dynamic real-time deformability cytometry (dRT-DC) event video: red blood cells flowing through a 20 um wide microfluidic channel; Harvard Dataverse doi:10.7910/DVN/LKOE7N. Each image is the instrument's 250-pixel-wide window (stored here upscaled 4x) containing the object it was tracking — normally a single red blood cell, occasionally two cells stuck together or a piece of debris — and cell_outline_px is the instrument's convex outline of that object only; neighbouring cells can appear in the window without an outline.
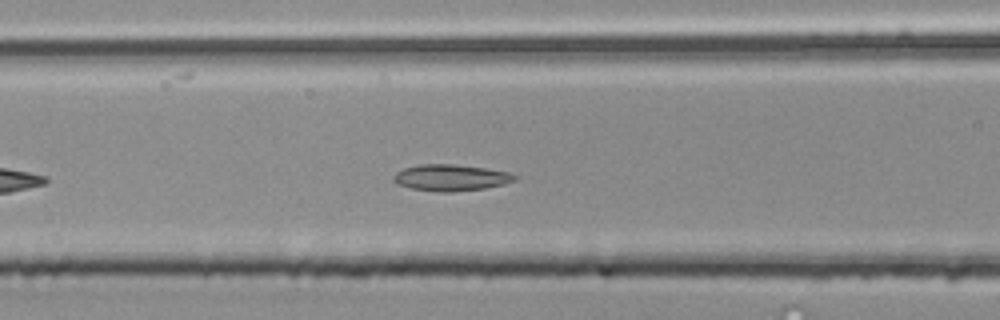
{"species": "common noctule bat (a hibernating species)", "species_latin": "Nyctalus noctula", "temperature_condition": "room temperature", "stored_images_in_passage": 36, "camera_frame_rate_fps": 3000, "um_per_image_px": 0.085, "animal": {"sex": "male", "body_mass_g": 20.4}, "frame": {"image": 1, "passage_image": 10, "time_ms": 3.0, "image_size_px": [1000, 320], "cell_outline_px": [[516, 180], [504, 184], [484, 188], [448, 192], [440, 192], [412, 188], [396, 184], [392, 180], [392, 176], [396, 172], [404, 168], [420, 164], [452, 164], [484, 168], [508, 172], [516, 176]], "centroid_in_image_um": [38.27, 15.1], "position_along_channel_um": 128.3, "area_um2": 18.5}}
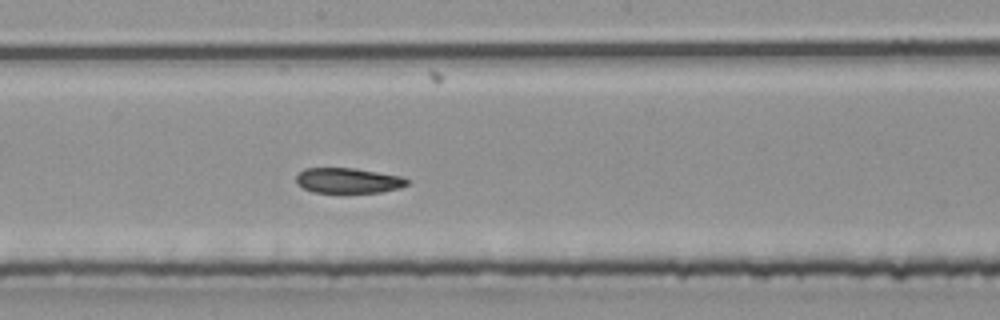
{"frame": {"image": 2, "passage_image": 17, "time_ms": 5.333, "image_size_px": [1000, 320], "cell_outline_px": [[408, 184], [400, 188], [380, 192], [312, 192], [296, 184], [296, 176], [304, 168], [352, 168], [400, 176], [408, 180]], "centroid_in_image_um": [29.56, 15.35], "position_along_channel_um": 218.6, "area_um2": 16.13}}
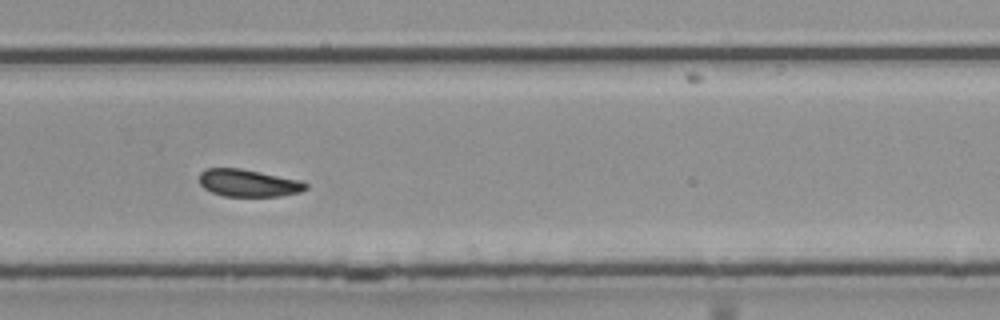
{"frame": {"image": 3, "passage_image": 24, "time_ms": 7.667, "image_size_px": [1000, 320], "cell_outline_px": [[308, 188], [300, 192], [280, 196], [224, 196], [212, 192], [204, 188], [200, 184], [200, 172], [208, 168], [240, 168], [304, 180], [308, 184]], "centroid_in_image_um": [21.16, 15.55], "position_along_channel_um": 308.6, "area_um2": 17.11}, "authors_computed_cell_mechanics": {"area_um2": 17.4267, "velocity_mm_per_s": 3.8748, "shape_relaxation_time_tau1_ms": 3.7635, "shape_relaxation_time_tau2_ms": 3.4566, "deformation_change_tau1": 0.0927, "deformation_change_tau2": 0.0877}}